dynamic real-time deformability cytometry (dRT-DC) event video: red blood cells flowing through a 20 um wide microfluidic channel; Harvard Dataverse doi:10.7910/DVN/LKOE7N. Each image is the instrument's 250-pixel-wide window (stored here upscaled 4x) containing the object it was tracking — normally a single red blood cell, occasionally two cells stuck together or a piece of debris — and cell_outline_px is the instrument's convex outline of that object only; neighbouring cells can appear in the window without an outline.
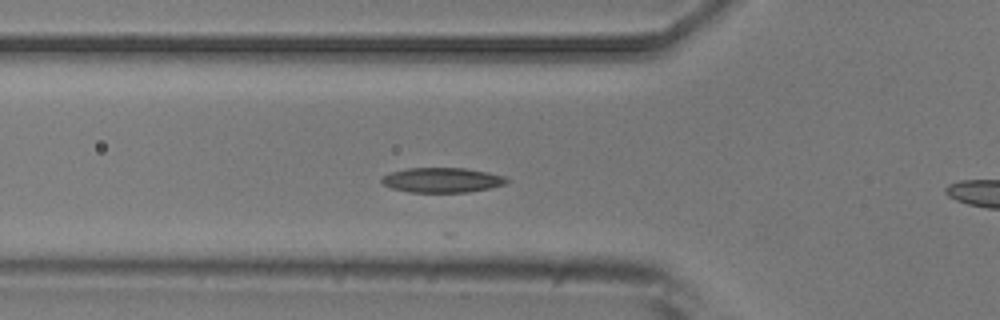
{"species": "common noctule bat (a hibernating species)", "species_latin": "Nyctalus noctula", "temperature_condition": "room temperature", "stored_images_in_passage": 16, "camera_frame_rate_fps": 3000, "um_per_image_px": 0.085, "animal": {"sex": "male", "body_mass_g": 20.5, "forearm_length_mm": 52.5}, "frame": {"image": 1, "passage_image": 5, "time_ms": 5.333, "image_size_px": [1000, 320], "cell_outline_px": [[508, 180], [504, 184], [488, 188], [468, 192], [408, 192], [392, 188], [384, 184], [380, 180], [380, 176], [392, 172], [408, 168], [464, 168], [488, 172], [504, 176]], "centroid_in_image_um": [37.54, 15.3], "position_along_channel_um": 88.3, "area_um2": 17.98}}
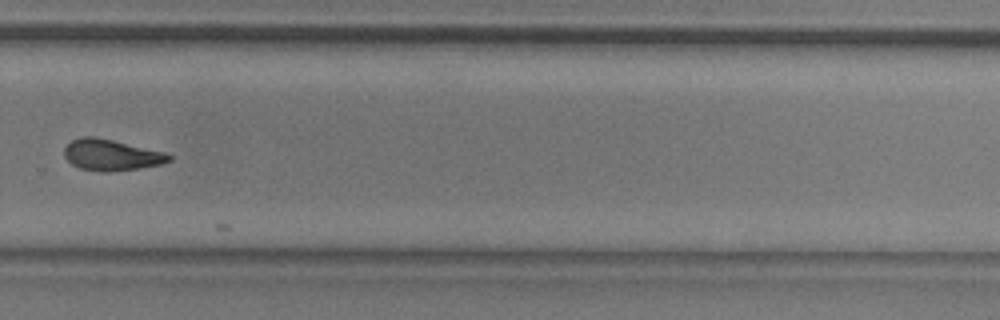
{"frame": {"image": 2, "passage_image": 12, "time_ms": 13.667, "image_size_px": [1000, 320], "cell_outline_px": [[172, 160], [160, 164], [136, 168], [108, 172], [80, 168], [72, 164], [64, 156], [64, 148], [72, 140], [84, 136], [96, 136], [164, 152], [172, 156]], "centroid_in_image_um": [9.44, 13.16], "position_along_channel_um": 320.4, "area_um2": 18.73}}
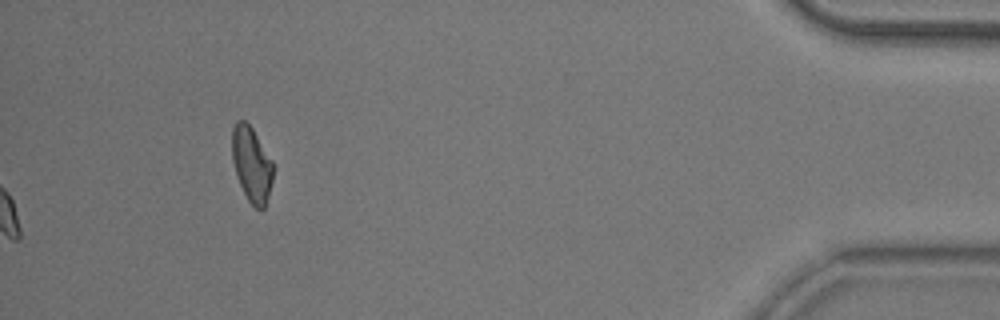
{"frame": {"image": 3, "passage_image": 15, "time_ms": 18.0, "image_size_px": [1000, 320], "cell_outline_px": [[272, 180], [268, 196], [264, 208], [256, 208], [248, 200], [240, 184], [232, 160], [232, 128], [236, 120], [244, 120], [252, 128], [272, 160]], "centroid_in_image_um": [21.37, 13.93], "position_along_channel_um": 413.8, "area_um2": 17.63}, "authors_computed_cell_mechanics": {"area_um2": 17.8891, "velocity_mm_per_s": 2.6528, "shape_relaxation_time_tau1_ms": null, "shape_relaxation_time_tau2_ms": 2.1147, "deformation_change_tau1": null, "deformation_change_tau2": 0.0598}}